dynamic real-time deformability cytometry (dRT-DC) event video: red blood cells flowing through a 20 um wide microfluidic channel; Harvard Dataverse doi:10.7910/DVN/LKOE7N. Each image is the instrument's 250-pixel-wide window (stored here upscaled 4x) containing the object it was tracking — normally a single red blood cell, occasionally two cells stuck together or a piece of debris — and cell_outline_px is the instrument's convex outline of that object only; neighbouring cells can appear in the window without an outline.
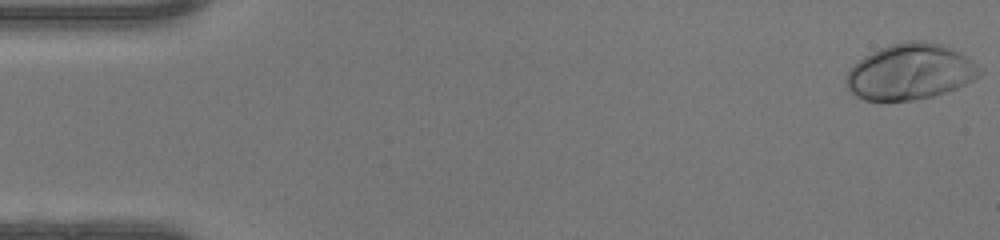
{"species": "human", "species_latin": "Homo sapiens", "temperature_condition": "warm", "stored_images_in_passage": 49, "camera_frame_rate_fps": 3000, "um_per_image_px": 0.085, "donor": {"sex": "female"}, "frame": {"image": 1, "passage_image": 1, "time_ms": 0.0, "image_size_px": [1000, 240], "cell_outline_px": [[984, 72], [980, 76], [956, 88], [932, 96], [916, 100], [864, 100], [856, 96], [848, 88], [844, 80], [844, 76], [864, 56], [888, 44], [908, 40], [924, 40], [944, 44], [960, 52], [972, 60]], "centroid_in_image_um": [77.38, 6.08], "position_along_channel_um": 7.6, "area_um2": 43.52}}
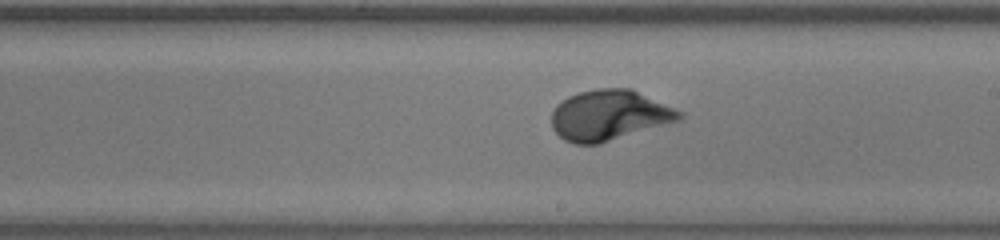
{"frame": {"image": 2, "passage_image": 28, "time_ms": 9.0, "image_size_px": [1000, 240], "cell_outline_px": [[684, 116], [680, 120], [600, 144], [576, 144], [564, 140], [552, 128], [552, 112], [556, 104], [568, 96], [580, 92], [596, 88], [632, 88], [684, 112]], "centroid_in_image_um": [51.8, 9.79], "position_along_channel_um": 237.2, "area_um2": 37.8}}
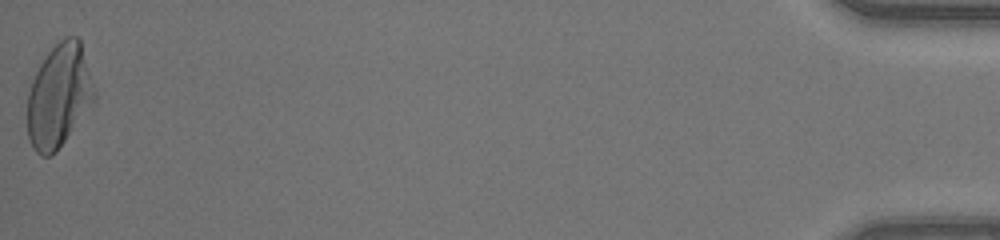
{"frame": {"image": 3, "passage_image": 49, "time_ms": 16.0, "image_size_px": [1000, 240], "cell_outline_px": [[96, 104], [56, 152], [48, 156], [40, 156], [32, 148], [28, 136], [28, 92], [32, 80], [40, 64], [48, 52], [64, 36], [76, 36], [80, 40], [96, 92]], "centroid_in_image_um": [5.05, 8.18], "position_along_channel_um": 430.2, "area_um2": 40.86}, "authors_computed_cell_mechanics": {"area_um2": 37.0498, "velocity_mm_per_s": 4.243, "shape_relaxation_time_tau1_ms": 2.5574, "shape_relaxation_time_tau2_ms": null, "deformation_change_tau1": 0.1824, "deformation_change_tau2": null}}